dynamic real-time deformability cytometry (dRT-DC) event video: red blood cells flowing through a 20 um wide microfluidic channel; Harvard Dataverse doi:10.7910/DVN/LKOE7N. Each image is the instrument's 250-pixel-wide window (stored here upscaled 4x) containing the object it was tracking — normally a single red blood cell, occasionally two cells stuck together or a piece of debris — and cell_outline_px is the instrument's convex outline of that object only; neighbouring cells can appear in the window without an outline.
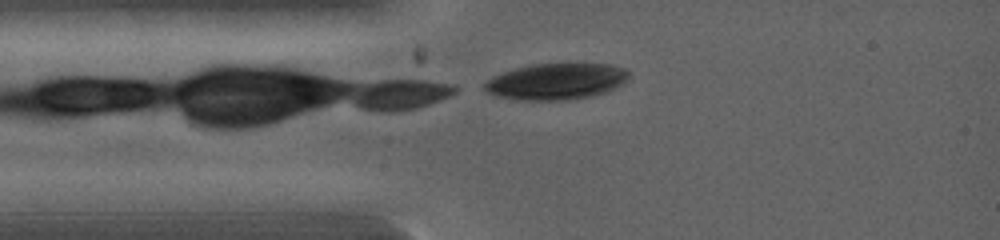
{"species": "common noctule bat (a hibernating species)", "species_latin": "Nyctalus noctula", "temperature_condition": "warm", "stored_images_in_passage": 3, "segment_of_instrument_passage": [1, 2], "camera_frame_rate_fps": 5000, "um_per_image_px": 0.085, "animal": {"sex": "female", "body_mass_g": 19.0, "forearm_length_mm": 53.3}, "frame": {"image": 1, "passage_image": 1, "time_ms": 0.0, "image_size_px": [1000, 240], "cell_outline_px": [[628, 80], [624, 84], [616, 88], [592, 96], [568, 100], [520, 100], [496, 96], [484, 92], [484, 84], [492, 76], [516, 68], [536, 64], [608, 64], [624, 68], [628, 72]], "centroid_in_image_um": [47.28, 6.94], "position_along_channel_um": 37.7, "area_um2": 30.52}}